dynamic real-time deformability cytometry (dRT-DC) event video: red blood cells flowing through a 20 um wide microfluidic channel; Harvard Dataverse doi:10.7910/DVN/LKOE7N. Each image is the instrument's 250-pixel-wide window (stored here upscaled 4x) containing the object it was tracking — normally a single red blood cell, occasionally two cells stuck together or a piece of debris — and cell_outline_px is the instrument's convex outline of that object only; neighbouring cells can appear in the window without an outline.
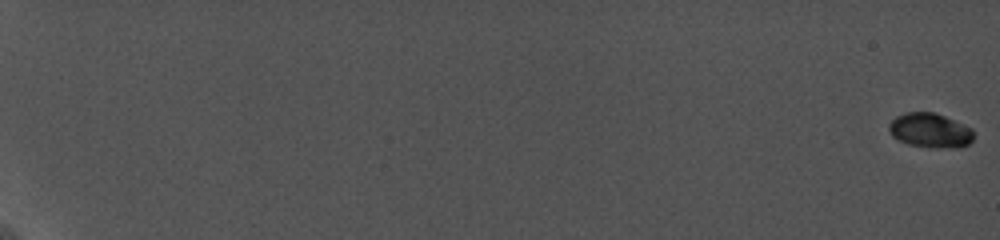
{"species": "common noctule bat (a hibernating species)", "species_latin": "Nyctalus noctula", "temperature_condition": "cold", "stored_images_in_passage": 21, "camera_frame_rate_fps": 5000, "um_per_image_px": 0.085, "animal": {"sex": "female", "body_mass_g": 19.0, "forearm_length_mm": 56.7}, "frame": {"image": 1, "passage_image": 1, "time_ms": 0.0, "image_size_px": [1000, 240], "cell_outline_px": [[972, 140], [968, 144], [960, 148], [936, 148], [908, 144], [892, 136], [888, 128], [888, 124], [896, 116], [908, 112], [936, 112], [972, 128]], "centroid_in_image_um": [79.06, 11.09], "position_along_channel_um": 5.9, "area_um2": 17.05}}
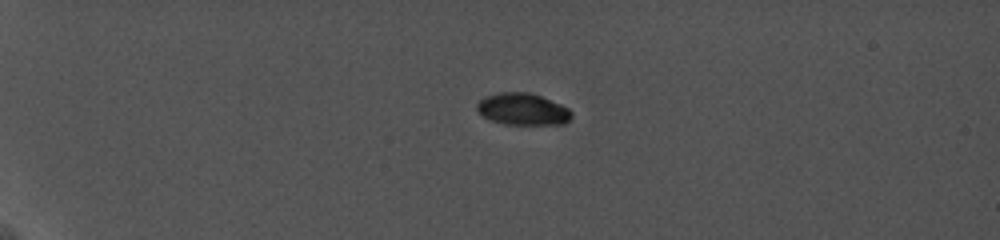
{"frame": {"image": 2, "passage_image": 13, "time_ms": 6.0, "image_size_px": [1000, 240], "cell_outline_px": [[572, 116], [564, 124], [504, 124], [492, 120], [484, 116], [476, 108], [476, 104], [484, 96], [500, 92], [528, 92], [540, 96], [560, 104], [568, 108], [572, 112]], "centroid_in_image_um": [44.42, 9.27], "position_along_channel_um": 40.6, "area_um2": 17.4}}
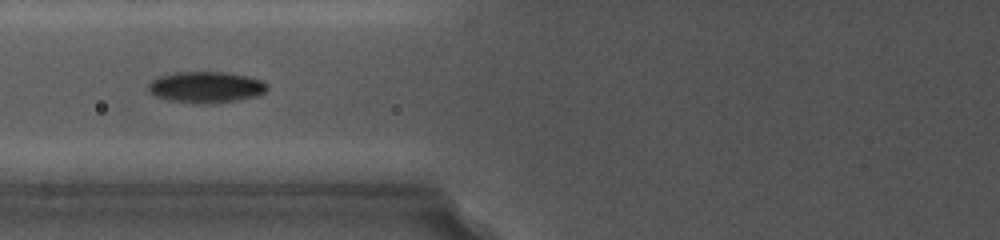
{"frame": {"image": 3, "passage_image": 20, "time_ms": 10.0, "image_size_px": [1000, 240], "cell_outline_px": [[268, 88], [264, 92], [256, 96], [236, 100], [208, 104], [200, 104], [168, 100], [156, 96], [148, 92], [148, 84], [156, 76], [176, 72], [224, 72], [248, 76], [260, 80], [268, 84]], "centroid_in_image_um": [17.47, 7.41], "position_along_channel_um": 108.3, "area_um2": 21.73}}